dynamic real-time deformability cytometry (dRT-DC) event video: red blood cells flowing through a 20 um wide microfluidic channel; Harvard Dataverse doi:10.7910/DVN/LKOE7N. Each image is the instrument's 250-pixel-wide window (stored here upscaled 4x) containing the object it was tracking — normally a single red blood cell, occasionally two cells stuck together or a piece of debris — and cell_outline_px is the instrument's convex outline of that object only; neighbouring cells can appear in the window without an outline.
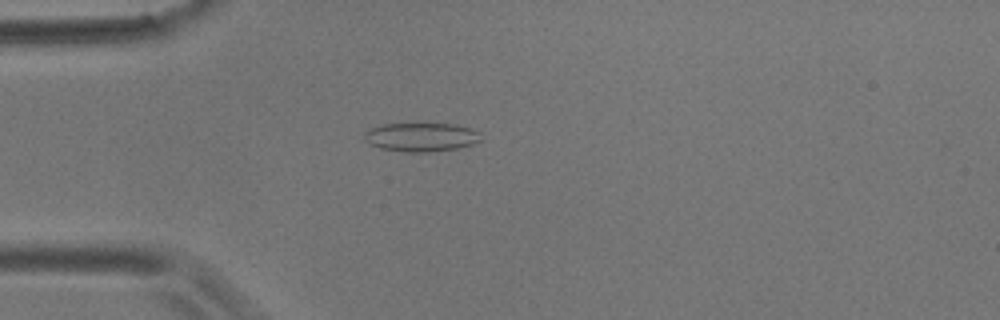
{"species": "common noctule bat (a hibernating species)", "species_latin": "Nyctalus noctula", "temperature_condition": "room temperature", "stored_images_in_passage": 1, "camera_frame_rate_fps": 3000, "um_per_image_px": 0.085, "animal": {"sex": "male", "body_mass_g": 17.9}, "frame": {"image": 1, "passage_image": 1, "time_ms": 0.0, "image_size_px": [1000, 320], "cell_outline_px": [[480, 140], [472, 144], [456, 148], [428, 152], [408, 152], [380, 148], [368, 144], [364, 140], [364, 132], [368, 128], [384, 124], [452, 124], [468, 128], [480, 132]], "centroid_in_image_um": [35.73, 11.65], "position_along_channel_um": 49.3, "area_um2": 19.42}}